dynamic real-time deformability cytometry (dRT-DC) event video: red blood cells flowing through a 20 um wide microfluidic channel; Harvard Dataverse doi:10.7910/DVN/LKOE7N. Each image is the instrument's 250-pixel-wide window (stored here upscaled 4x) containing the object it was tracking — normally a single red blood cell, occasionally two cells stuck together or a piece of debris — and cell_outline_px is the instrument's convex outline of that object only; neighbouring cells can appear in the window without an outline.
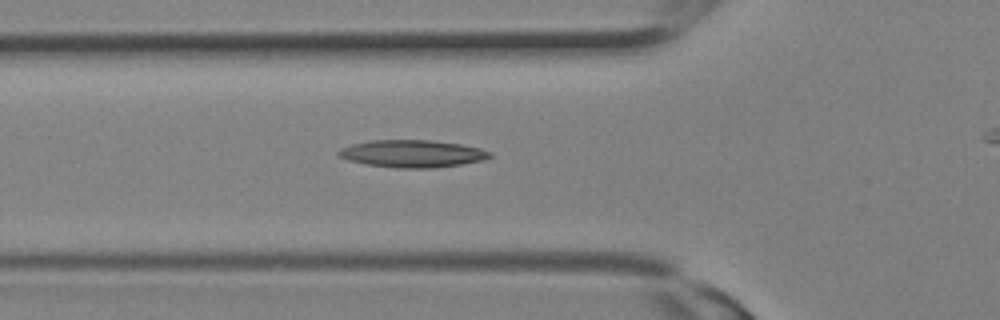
{"species": "Egyptian fruit bat (a non-hibernating species)", "species_latin": "Rousettus aegyptiacus", "temperature_condition": "room temperature", "stored_images_in_passage": 13, "camera_frame_rate_fps": 3000, "um_per_image_px": 0.085, "animal": {"sex": "female"}, "frame": {"image": 1, "passage_image": 11, "time_ms": 3.333, "image_size_px": [1000, 320], "cell_outline_px": [[492, 156], [480, 160], [460, 164], [432, 168], [396, 168], [364, 164], [348, 160], [340, 156], [336, 152], [340, 148], [352, 144], [372, 140], [432, 140], [460, 144], [480, 148], [492, 152]], "centroid_in_image_um": [35.01, 13.06], "position_along_channel_um": 90.8, "area_um2": 24.04}}
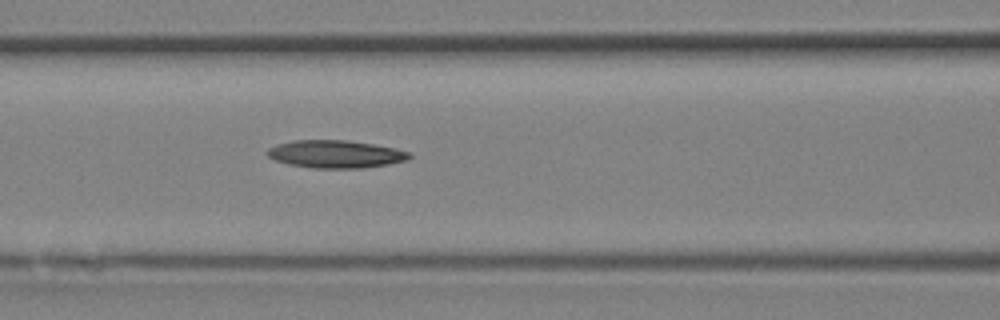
{"frame": {"image": 2, "passage_image": 13, "time_ms": 4.0, "image_size_px": [1000, 320], "cell_outline_px": [[412, 156], [408, 160], [388, 164], [360, 168], [312, 168], [288, 164], [276, 160], [268, 156], [264, 152], [268, 148], [276, 144], [292, 140], [348, 140], [396, 148], [412, 152]], "centroid_in_image_um": [28.52, 13.09], "position_along_channel_um": 138.1, "area_um2": 23.12}}